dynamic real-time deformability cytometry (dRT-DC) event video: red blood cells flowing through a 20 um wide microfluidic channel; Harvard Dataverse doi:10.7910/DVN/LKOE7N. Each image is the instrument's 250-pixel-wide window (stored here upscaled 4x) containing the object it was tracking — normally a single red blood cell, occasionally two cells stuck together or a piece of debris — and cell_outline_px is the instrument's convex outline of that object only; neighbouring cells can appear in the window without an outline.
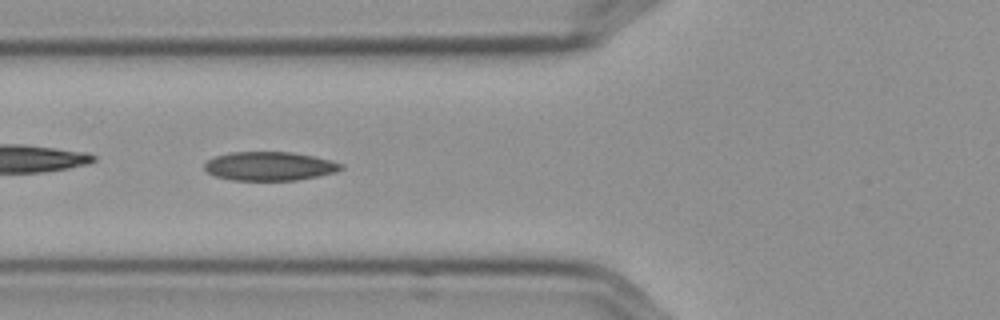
{"species": "Egyptian fruit bat (a non-hibernating species)", "species_latin": "Rousettus aegyptiacus", "temperature_condition": "cold", "stored_images_in_passage": 38, "camera_frame_rate_fps": 3000, "um_per_image_px": 0.085, "frame": {"image": 1, "passage_image": 6, "time_ms": 1.667, "image_size_px": [1000, 320], "cell_outline_px": [[344, 168], [336, 172], [320, 176], [296, 180], [232, 180], [216, 176], [208, 172], [204, 168], [204, 164], [208, 160], [216, 156], [232, 152], [292, 152], [332, 160], [344, 164]], "centroid_in_image_um": [22.96, 14.12], "position_along_channel_um": 102.8, "area_um2": 22.95}}
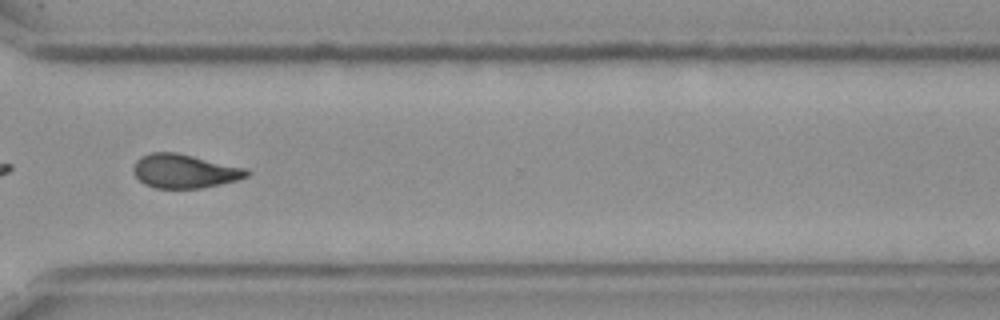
{"frame": {"image": 2, "passage_image": 27, "time_ms": 8.667, "image_size_px": [1000, 320], "cell_outline_px": [[252, 172], [248, 176], [236, 180], [220, 184], [200, 188], [156, 188], [144, 184], [132, 172], [132, 168], [136, 160], [140, 156], [152, 152], [176, 152], [248, 168]], "centroid_in_image_um": [15.68, 14.53], "position_along_channel_um": 354.9, "area_um2": 22.54}, "authors_computed_cell_mechanics": {"area_um2": 22.5709, "velocity_mm_per_s": 3.5879, "shape_relaxation_time_tau1_ms": null, "shape_relaxation_time_tau2_ms": 4.7868, "deformation_change_tau1": null, "deformation_change_tau2": 0.1125}}